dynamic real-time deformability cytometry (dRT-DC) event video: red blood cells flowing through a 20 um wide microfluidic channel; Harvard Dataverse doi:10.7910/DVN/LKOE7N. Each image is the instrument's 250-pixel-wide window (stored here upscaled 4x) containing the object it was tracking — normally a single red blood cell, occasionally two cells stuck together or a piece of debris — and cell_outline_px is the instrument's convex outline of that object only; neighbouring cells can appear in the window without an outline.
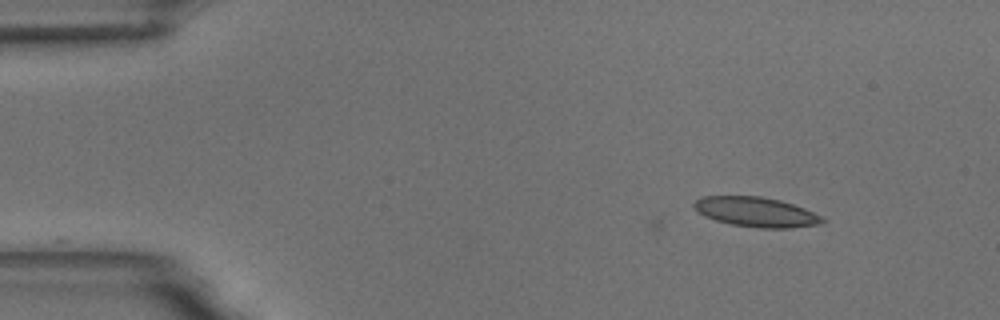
{"species": "common noctule bat (a hibernating species)", "species_latin": "Nyctalus noctula", "temperature_condition": "room temperature", "stored_images_in_passage": 2, "camera_frame_rate_fps": 3000, "um_per_image_px": 0.085, "animal": {"sex": "male", "body_mass_g": 18.8}, "frame": {"image": 1, "passage_image": 2, "time_ms": 0.333, "image_size_px": [1000, 320], "cell_outline_px": [[828, 220], [824, 224], [792, 228], [760, 228], [732, 224], [716, 220], [704, 216], [692, 208], [692, 204], [696, 200], [704, 196], [760, 196], [780, 200], [804, 208]], "centroid_in_image_um": [64.28, 18.02], "position_along_channel_um": 20.7, "area_um2": 22.37}}